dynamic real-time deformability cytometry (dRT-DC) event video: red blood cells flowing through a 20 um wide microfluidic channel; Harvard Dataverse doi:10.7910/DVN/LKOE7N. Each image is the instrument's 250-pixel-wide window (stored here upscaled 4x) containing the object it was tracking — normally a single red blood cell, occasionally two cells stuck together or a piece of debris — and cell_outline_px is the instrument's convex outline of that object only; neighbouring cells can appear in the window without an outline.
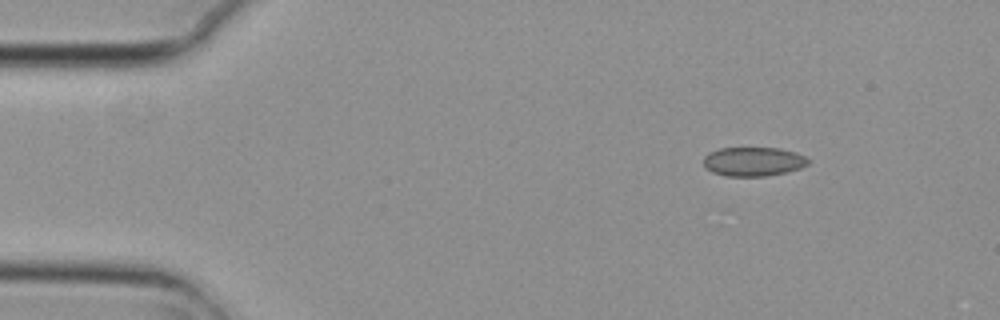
{"species": "common noctule bat (a hibernating species)", "species_latin": "Nyctalus noctula", "temperature_condition": "cold", "stored_images_in_passage": 5, "camera_frame_rate_fps": 3000, "um_per_image_px": 0.085, "animal": {"sex": "female", "body_mass_g": 29.2, "forearm_length_mm": 56.3}, "frame": {"image": 1, "passage_image": 5, "time_ms": 1.333, "image_size_px": [1000, 320], "cell_outline_px": [[812, 160], [808, 164], [800, 168], [784, 172], [764, 176], [728, 176], [712, 172], [704, 168], [704, 156], [708, 152], [720, 148], [780, 148], [796, 152]], "centroid_in_image_um": [64.02, 13.72], "position_along_channel_um": 21.0, "area_um2": 17.8}}